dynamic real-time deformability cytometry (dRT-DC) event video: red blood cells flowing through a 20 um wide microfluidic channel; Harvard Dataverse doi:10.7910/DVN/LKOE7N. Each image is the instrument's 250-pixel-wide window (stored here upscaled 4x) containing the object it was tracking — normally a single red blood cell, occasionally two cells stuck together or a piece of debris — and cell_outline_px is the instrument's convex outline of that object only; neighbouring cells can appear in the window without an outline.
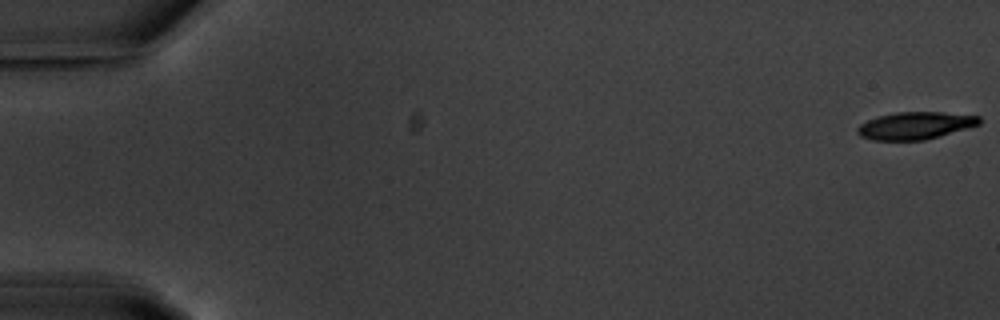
{"species": "common noctule bat (a hibernating species)", "species_latin": "Nyctalus noctula", "temperature_condition": "warm", "stored_images_in_passage": 56, "camera_frame_rate_fps": 3000, "um_per_image_px": 0.085, "animal": {"sex": "male", "body_mass_g": 20.1, "forearm_length_mm": 53.5}, "frame": {"image": 1, "passage_image": 1, "time_ms": 0.0, "image_size_px": [1000, 320], "cell_outline_px": [[980, 124], [968, 128], [940, 136], [924, 140], [872, 140], [860, 136], [856, 132], [856, 128], [860, 124], [868, 120], [880, 116], [896, 112], [940, 112], [980, 116]], "centroid_in_image_um": [77.78, 10.68], "position_along_channel_um": 7.2, "area_um2": 19.36}}
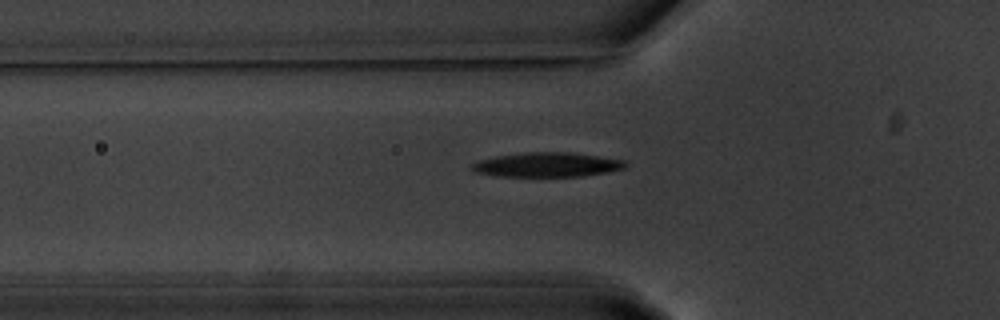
{"frame": {"image": 2, "passage_image": 20, "time_ms": 6.333, "image_size_px": [1000, 320], "cell_outline_px": [[628, 164], [624, 168], [608, 172], [584, 176], [496, 176], [476, 172], [472, 168], [472, 164], [476, 160], [496, 156], [524, 152], [568, 152], [624, 160]], "centroid_in_image_um": [46.48, 14.0], "position_along_channel_um": 79.3, "area_um2": 21.79}}
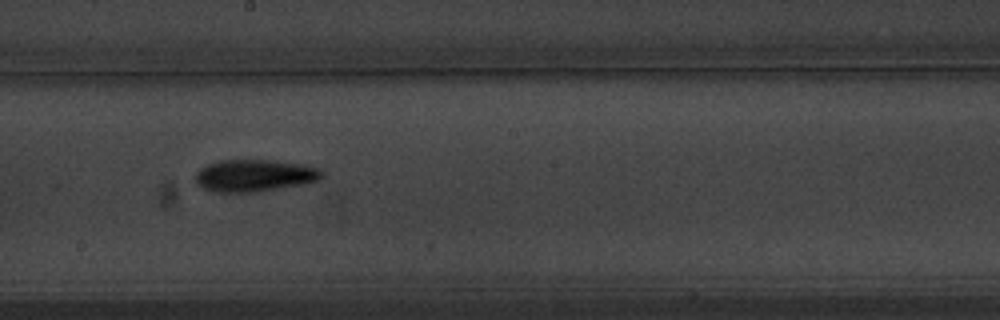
{"frame": {"image": 3, "passage_image": 32, "time_ms": 10.333, "image_size_px": [1000, 320], "cell_outline_px": [[324, 172], [320, 180], [308, 184], [256, 192], [216, 192], [204, 188], [196, 184], [196, 172], [200, 168], [208, 164], [220, 160], [272, 160], [304, 164], [320, 168]], "centroid_in_image_um": [21.69, 14.92], "position_along_channel_um": 226.5, "area_um2": 23.99}, "authors_computed_cell_mechanics": {"area_um2": 21.4438, "velocity_mm_per_s": 3.6571, "shape_relaxation_time_tau1_ms": 2.412, "shape_relaxation_time_tau2_ms": 9.2977, "deformation_change_tau1": 0.1461, "deformation_change_tau2": 0.1906}}